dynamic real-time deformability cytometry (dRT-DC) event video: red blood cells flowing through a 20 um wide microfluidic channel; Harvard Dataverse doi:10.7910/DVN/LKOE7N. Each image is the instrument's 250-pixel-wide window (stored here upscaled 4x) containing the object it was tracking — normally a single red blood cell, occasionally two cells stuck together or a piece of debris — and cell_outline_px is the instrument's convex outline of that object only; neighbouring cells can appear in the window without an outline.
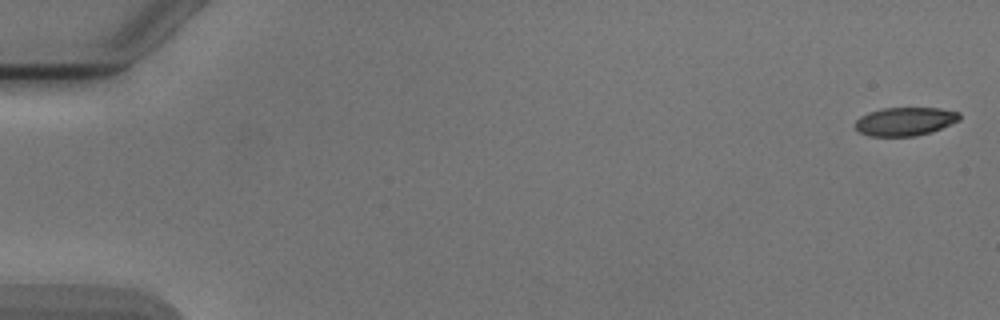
{"species": "Egyptian fruit bat (a non-hibernating species)", "species_latin": "Rousettus aegyptiacus", "temperature_condition": "cold", "stored_images_in_passage": 5, "camera_frame_rate_fps": 3000, "um_per_image_px": 0.085, "animal": {"sex": "male"}, "frame": {"image": 1, "passage_image": 1, "time_ms": 0.0, "image_size_px": [1000, 320], "cell_outline_px": [[960, 120], [940, 128], [916, 136], [868, 136], [860, 132], [856, 128], [856, 120], [860, 116], [868, 112], [884, 108], [940, 108], [960, 112]], "centroid_in_image_um": [76.92, 10.31], "position_along_channel_um": 8.1, "area_um2": 17.17}}
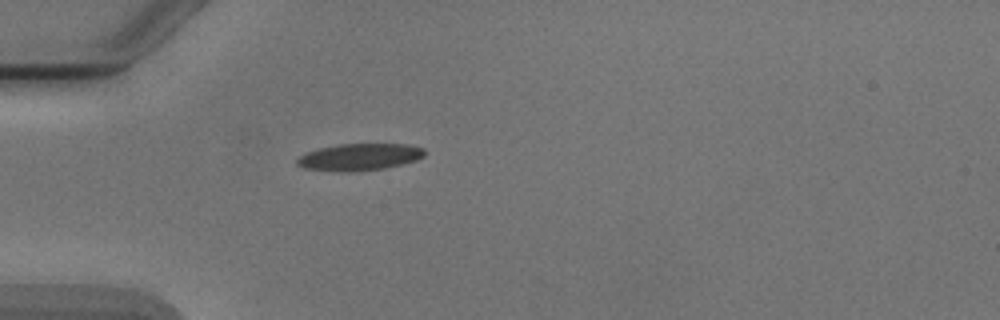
{"frame": {"image": 2, "passage_image": 5, "time_ms": 5.0, "image_size_px": [1000, 320], "cell_outline_px": [[424, 156], [416, 160], [384, 168], [352, 172], [340, 172], [304, 168], [296, 164], [296, 160], [300, 156], [308, 152], [320, 148], [340, 144], [408, 144], [424, 148]], "centroid_in_image_um": [30.55, 13.35], "position_along_channel_um": 54.5, "area_um2": 19.88}}